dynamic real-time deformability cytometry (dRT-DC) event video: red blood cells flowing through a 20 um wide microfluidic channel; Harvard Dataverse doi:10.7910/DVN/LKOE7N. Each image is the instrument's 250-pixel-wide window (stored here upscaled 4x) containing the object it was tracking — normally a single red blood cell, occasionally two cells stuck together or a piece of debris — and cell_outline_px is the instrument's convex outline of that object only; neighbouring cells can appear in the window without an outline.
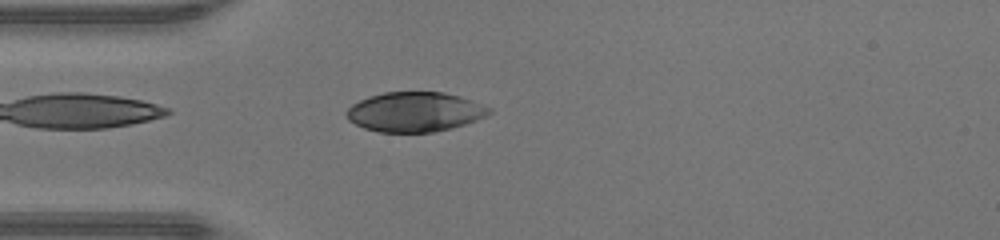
{"species": "human", "species_latin": "Homo sapiens", "temperature_condition": "warm", "stored_images_in_passage": 35, "camera_frame_rate_fps": 3000, "um_per_image_px": 0.085, "donor": {"sex": "male"}, "frame": {"image": 1, "passage_image": 1, "time_ms": 0.0, "image_size_px": [1000, 240], "cell_outline_px": [[492, 112], [476, 120], [452, 128], [432, 132], [380, 132], [364, 128], [348, 120], [348, 108], [352, 104], [368, 96], [384, 92], [444, 92], [460, 96], [472, 100], [492, 108]], "centroid_in_image_um": [35.27, 9.5], "position_along_channel_um": 49.7, "area_um2": 32.89}}
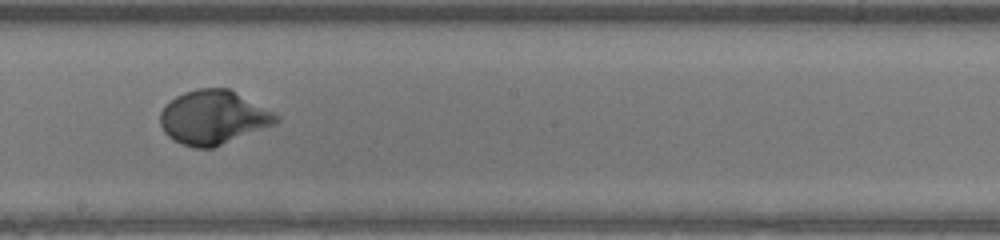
{"frame": {"image": 2, "passage_image": 14, "time_ms": 4.333, "image_size_px": [1000, 240], "cell_outline_px": [[280, 120], [276, 124], [212, 148], [196, 148], [184, 144], [168, 136], [164, 132], [160, 124], [160, 112], [176, 96], [184, 92], [196, 88], [228, 88], [280, 116]], "centroid_in_image_um": [18.14, 9.98], "position_along_channel_um": 230.1, "area_um2": 36.01}}
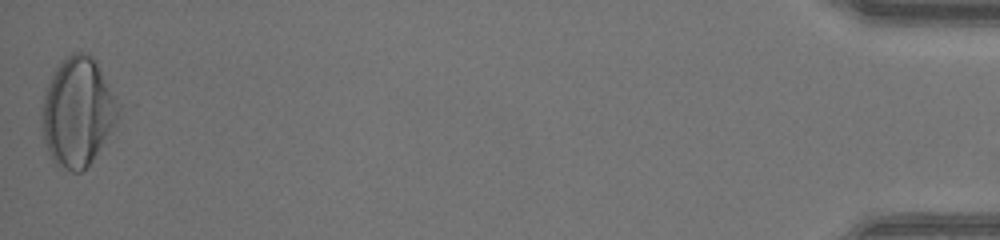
{"frame": {"image": 3, "passage_image": 35, "time_ms": 11.333, "image_size_px": [1000, 240], "cell_outline_px": [[124, 108], [92, 160], [80, 172], [72, 172], [56, 164], [52, 160], [44, 140], [40, 120], [40, 116], [44, 92], [56, 68], [68, 56], [76, 52], [88, 52], [96, 60], [124, 104]], "centroid_in_image_um": [6.65, 9.47], "position_along_channel_um": 428.6, "area_um2": 49.07}, "authors_computed_cell_mechanics": {"area_um2": 36.0094, "velocity_mm_per_s": 4.337, "shape_relaxation_time_tau1_ms": 2.2978, "shape_relaxation_time_tau2_ms": null, "deformation_change_tau1": 0.1989, "deformation_change_tau2": null}}